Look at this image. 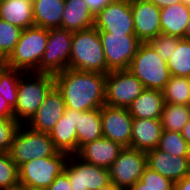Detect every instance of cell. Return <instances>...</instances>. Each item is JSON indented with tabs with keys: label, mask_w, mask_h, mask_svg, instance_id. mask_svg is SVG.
Here are the masks:
<instances>
[{
	"label": "cell",
	"mask_w": 190,
	"mask_h": 190,
	"mask_svg": "<svg viewBox=\"0 0 190 190\" xmlns=\"http://www.w3.org/2000/svg\"><path fill=\"white\" fill-rule=\"evenodd\" d=\"M53 76L66 108L83 112L105 105L107 74L68 68Z\"/></svg>",
	"instance_id": "1"
},
{
	"label": "cell",
	"mask_w": 190,
	"mask_h": 190,
	"mask_svg": "<svg viewBox=\"0 0 190 190\" xmlns=\"http://www.w3.org/2000/svg\"><path fill=\"white\" fill-rule=\"evenodd\" d=\"M54 86L55 81L52 74L24 72L18 83V99L14 108V119L20 124H26Z\"/></svg>",
	"instance_id": "2"
},
{
	"label": "cell",
	"mask_w": 190,
	"mask_h": 190,
	"mask_svg": "<svg viewBox=\"0 0 190 190\" xmlns=\"http://www.w3.org/2000/svg\"><path fill=\"white\" fill-rule=\"evenodd\" d=\"M69 68L107 74V62L95 27L73 32Z\"/></svg>",
	"instance_id": "3"
},
{
	"label": "cell",
	"mask_w": 190,
	"mask_h": 190,
	"mask_svg": "<svg viewBox=\"0 0 190 190\" xmlns=\"http://www.w3.org/2000/svg\"><path fill=\"white\" fill-rule=\"evenodd\" d=\"M49 29L31 26L24 29L13 52L5 60V65L24 72L38 73V66L43 57Z\"/></svg>",
	"instance_id": "4"
},
{
	"label": "cell",
	"mask_w": 190,
	"mask_h": 190,
	"mask_svg": "<svg viewBox=\"0 0 190 190\" xmlns=\"http://www.w3.org/2000/svg\"><path fill=\"white\" fill-rule=\"evenodd\" d=\"M128 71L143 84L145 89L152 90L162 91L171 77L167 62L157 54L150 43L139 44Z\"/></svg>",
	"instance_id": "5"
},
{
	"label": "cell",
	"mask_w": 190,
	"mask_h": 190,
	"mask_svg": "<svg viewBox=\"0 0 190 190\" xmlns=\"http://www.w3.org/2000/svg\"><path fill=\"white\" fill-rule=\"evenodd\" d=\"M48 133L38 132L21 124L9 149L11 159L17 167L33 159L50 157L57 153Z\"/></svg>",
	"instance_id": "6"
},
{
	"label": "cell",
	"mask_w": 190,
	"mask_h": 190,
	"mask_svg": "<svg viewBox=\"0 0 190 190\" xmlns=\"http://www.w3.org/2000/svg\"><path fill=\"white\" fill-rule=\"evenodd\" d=\"M68 157V154L57 152L50 157L25 162L18 167L20 184L46 190L64 171Z\"/></svg>",
	"instance_id": "7"
},
{
	"label": "cell",
	"mask_w": 190,
	"mask_h": 190,
	"mask_svg": "<svg viewBox=\"0 0 190 190\" xmlns=\"http://www.w3.org/2000/svg\"><path fill=\"white\" fill-rule=\"evenodd\" d=\"M146 167V152L124 147L107 171L111 182L122 190H129L140 180Z\"/></svg>",
	"instance_id": "8"
},
{
	"label": "cell",
	"mask_w": 190,
	"mask_h": 190,
	"mask_svg": "<svg viewBox=\"0 0 190 190\" xmlns=\"http://www.w3.org/2000/svg\"><path fill=\"white\" fill-rule=\"evenodd\" d=\"M73 32L49 29L47 45L38 66V73L55 75L69 68Z\"/></svg>",
	"instance_id": "9"
},
{
	"label": "cell",
	"mask_w": 190,
	"mask_h": 190,
	"mask_svg": "<svg viewBox=\"0 0 190 190\" xmlns=\"http://www.w3.org/2000/svg\"><path fill=\"white\" fill-rule=\"evenodd\" d=\"M144 90L143 84L130 71H110L105 80V105L128 108Z\"/></svg>",
	"instance_id": "10"
},
{
	"label": "cell",
	"mask_w": 190,
	"mask_h": 190,
	"mask_svg": "<svg viewBox=\"0 0 190 190\" xmlns=\"http://www.w3.org/2000/svg\"><path fill=\"white\" fill-rule=\"evenodd\" d=\"M107 62V74L110 71L128 70L141 43L136 35L99 33Z\"/></svg>",
	"instance_id": "11"
},
{
	"label": "cell",
	"mask_w": 190,
	"mask_h": 190,
	"mask_svg": "<svg viewBox=\"0 0 190 190\" xmlns=\"http://www.w3.org/2000/svg\"><path fill=\"white\" fill-rule=\"evenodd\" d=\"M99 33L135 35L130 0H113L94 18Z\"/></svg>",
	"instance_id": "12"
},
{
	"label": "cell",
	"mask_w": 190,
	"mask_h": 190,
	"mask_svg": "<svg viewBox=\"0 0 190 190\" xmlns=\"http://www.w3.org/2000/svg\"><path fill=\"white\" fill-rule=\"evenodd\" d=\"M64 172L71 190H97L111 182L106 168L85 162L76 154L69 155Z\"/></svg>",
	"instance_id": "13"
},
{
	"label": "cell",
	"mask_w": 190,
	"mask_h": 190,
	"mask_svg": "<svg viewBox=\"0 0 190 190\" xmlns=\"http://www.w3.org/2000/svg\"><path fill=\"white\" fill-rule=\"evenodd\" d=\"M133 117L127 108L101 107V123L103 137L119 143L122 147H130Z\"/></svg>",
	"instance_id": "14"
},
{
	"label": "cell",
	"mask_w": 190,
	"mask_h": 190,
	"mask_svg": "<svg viewBox=\"0 0 190 190\" xmlns=\"http://www.w3.org/2000/svg\"><path fill=\"white\" fill-rule=\"evenodd\" d=\"M134 33L141 43H149L161 34L160 8L146 0H130Z\"/></svg>",
	"instance_id": "15"
},
{
	"label": "cell",
	"mask_w": 190,
	"mask_h": 190,
	"mask_svg": "<svg viewBox=\"0 0 190 190\" xmlns=\"http://www.w3.org/2000/svg\"><path fill=\"white\" fill-rule=\"evenodd\" d=\"M66 110L61 92L54 86L33 117L25 124L38 132L49 133Z\"/></svg>",
	"instance_id": "16"
},
{
	"label": "cell",
	"mask_w": 190,
	"mask_h": 190,
	"mask_svg": "<svg viewBox=\"0 0 190 190\" xmlns=\"http://www.w3.org/2000/svg\"><path fill=\"white\" fill-rule=\"evenodd\" d=\"M80 111L66 108L62 117L48 135L58 152L75 155L78 152L76 125Z\"/></svg>",
	"instance_id": "17"
},
{
	"label": "cell",
	"mask_w": 190,
	"mask_h": 190,
	"mask_svg": "<svg viewBox=\"0 0 190 190\" xmlns=\"http://www.w3.org/2000/svg\"><path fill=\"white\" fill-rule=\"evenodd\" d=\"M147 154V166L173 182L181 180L189 175V156H176L159 150H149Z\"/></svg>",
	"instance_id": "18"
},
{
	"label": "cell",
	"mask_w": 190,
	"mask_h": 190,
	"mask_svg": "<svg viewBox=\"0 0 190 190\" xmlns=\"http://www.w3.org/2000/svg\"><path fill=\"white\" fill-rule=\"evenodd\" d=\"M123 148L119 143L102 137L83 145L76 155L85 162L108 169Z\"/></svg>",
	"instance_id": "19"
},
{
	"label": "cell",
	"mask_w": 190,
	"mask_h": 190,
	"mask_svg": "<svg viewBox=\"0 0 190 190\" xmlns=\"http://www.w3.org/2000/svg\"><path fill=\"white\" fill-rule=\"evenodd\" d=\"M162 133L160 119L133 118L130 147L147 152L158 147Z\"/></svg>",
	"instance_id": "20"
},
{
	"label": "cell",
	"mask_w": 190,
	"mask_h": 190,
	"mask_svg": "<svg viewBox=\"0 0 190 190\" xmlns=\"http://www.w3.org/2000/svg\"><path fill=\"white\" fill-rule=\"evenodd\" d=\"M190 21V5L182 1L160 9L161 34L184 38Z\"/></svg>",
	"instance_id": "21"
},
{
	"label": "cell",
	"mask_w": 190,
	"mask_h": 190,
	"mask_svg": "<svg viewBox=\"0 0 190 190\" xmlns=\"http://www.w3.org/2000/svg\"><path fill=\"white\" fill-rule=\"evenodd\" d=\"M95 15L84 0H65L61 28L71 32L94 27Z\"/></svg>",
	"instance_id": "22"
},
{
	"label": "cell",
	"mask_w": 190,
	"mask_h": 190,
	"mask_svg": "<svg viewBox=\"0 0 190 190\" xmlns=\"http://www.w3.org/2000/svg\"><path fill=\"white\" fill-rule=\"evenodd\" d=\"M164 104L161 90L145 89L127 109L133 118L160 119Z\"/></svg>",
	"instance_id": "23"
},
{
	"label": "cell",
	"mask_w": 190,
	"mask_h": 190,
	"mask_svg": "<svg viewBox=\"0 0 190 190\" xmlns=\"http://www.w3.org/2000/svg\"><path fill=\"white\" fill-rule=\"evenodd\" d=\"M65 0H32L34 25L46 28H61Z\"/></svg>",
	"instance_id": "24"
},
{
	"label": "cell",
	"mask_w": 190,
	"mask_h": 190,
	"mask_svg": "<svg viewBox=\"0 0 190 190\" xmlns=\"http://www.w3.org/2000/svg\"><path fill=\"white\" fill-rule=\"evenodd\" d=\"M0 19L22 30L34 26L32 0H0Z\"/></svg>",
	"instance_id": "25"
},
{
	"label": "cell",
	"mask_w": 190,
	"mask_h": 190,
	"mask_svg": "<svg viewBox=\"0 0 190 190\" xmlns=\"http://www.w3.org/2000/svg\"><path fill=\"white\" fill-rule=\"evenodd\" d=\"M78 150L85 144L103 137L101 108L80 111L76 125Z\"/></svg>",
	"instance_id": "26"
},
{
	"label": "cell",
	"mask_w": 190,
	"mask_h": 190,
	"mask_svg": "<svg viewBox=\"0 0 190 190\" xmlns=\"http://www.w3.org/2000/svg\"><path fill=\"white\" fill-rule=\"evenodd\" d=\"M162 92L165 103L190 106V77L171 76Z\"/></svg>",
	"instance_id": "27"
},
{
	"label": "cell",
	"mask_w": 190,
	"mask_h": 190,
	"mask_svg": "<svg viewBox=\"0 0 190 190\" xmlns=\"http://www.w3.org/2000/svg\"><path fill=\"white\" fill-rule=\"evenodd\" d=\"M160 120L162 130L181 132L190 120V106L165 103Z\"/></svg>",
	"instance_id": "28"
},
{
	"label": "cell",
	"mask_w": 190,
	"mask_h": 190,
	"mask_svg": "<svg viewBox=\"0 0 190 190\" xmlns=\"http://www.w3.org/2000/svg\"><path fill=\"white\" fill-rule=\"evenodd\" d=\"M24 71L10 68L3 64L0 67V95L14 109L18 99V83Z\"/></svg>",
	"instance_id": "29"
},
{
	"label": "cell",
	"mask_w": 190,
	"mask_h": 190,
	"mask_svg": "<svg viewBox=\"0 0 190 190\" xmlns=\"http://www.w3.org/2000/svg\"><path fill=\"white\" fill-rule=\"evenodd\" d=\"M171 76L190 77V41L181 38L167 61Z\"/></svg>",
	"instance_id": "30"
},
{
	"label": "cell",
	"mask_w": 190,
	"mask_h": 190,
	"mask_svg": "<svg viewBox=\"0 0 190 190\" xmlns=\"http://www.w3.org/2000/svg\"><path fill=\"white\" fill-rule=\"evenodd\" d=\"M159 150L176 156H189L190 145L182 137L181 132L162 130L157 147Z\"/></svg>",
	"instance_id": "31"
},
{
	"label": "cell",
	"mask_w": 190,
	"mask_h": 190,
	"mask_svg": "<svg viewBox=\"0 0 190 190\" xmlns=\"http://www.w3.org/2000/svg\"><path fill=\"white\" fill-rule=\"evenodd\" d=\"M129 190H174V182L147 166L140 180Z\"/></svg>",
	"instance_id": "32"
},
{
	"label": "cell",
	"mask_w": 190,
	"mask_h": 190,
	"mask_svg": "<svg viewBox=\"0 0 190 190\" xmlns=\"http://www.w3.org/2000/svg\"><path fill=\"white\" fill-rule=\"evenodd\" d=\"M19 184L16 163L11 159L9 152L0 153V190L12 189Z\"/></svg>",
	"instance_id": "33"
},
{
	"label": "cell",
	"mask_w": 190,
	"mask_h": 190,
	"mask_svg": "<svg viewBox=\"0 0 190 190\" xmlns=\"http://www.w3.org/2000/svg\"><path fill=\"white\" fill-rule=\"evenodd\" d=\"M22 29L0 19V55L6 60L18 43Z\"/></svg>",
	"instance_id": "34"
},
{
	"label": "cell",
	"mask_w": 190,
	"mask_h": 190,
	"mask_svg": "<svg viewBox=\"0 0 190 190\" xmlns=\"http://www.w3.org/2000/svg\"><path fill=\"white\" fill-rule=\"evenodd\" d=\"M180 39L179 37L160 34L149 43L156 50L157 54L167 62L172 57L173 51L176 50Z\"/></svg>",
	"instance_id": "35"
},
{
	"label": "cell",
	"mask_w": 190,
	"mask_h": 190,
	"mask_svg": "<svg viewBox=\"0 0 190 190\" xmlns=\"http://www.w3.org/2000/svg\"><path fill=\"white\" fill-rule=\"evenodd\" d=\"M20 125L16 119L0 117V153L9 152L11 143Z\"/></svg>",
	"instance_id": "36"
},
{
	"label": "cell",
	"mask_w": 190,
	"mask_h": 190,
	"mask_svg": "<svg viewBox=\"0 0 190 190\" xmlns=\"http://www.w3.org/2000/svg\"><path fill=\"white\" fill-rule=\"evenodd\" d=\"M68 175L63 171L46 190H71Z\"/></svg>",
	"instance_id": "37"
},
{
	"label": "cell",
	"mask_w": 190,
	"mask_h": 190,
	"mask_svg": "<svg viewBox=\"0 0 190 190\" xmlns=\"http://www.w3.org/2000/svg\"><path fill=\"white\" fill-rule=\"evenodd\" d=\"M0 117L14 119V109L0 95Z\"/></svg>",
	"instance_id": "38"
},
{
	"label": "cell",
	"mask_w": 190,
	"mask_h": 190,
	"mask_svg": "<svg viewBox=\"0 0 190 190\" xmlns=\"http://www.w3.org/2000/svg\"><path fill=\"white\" fill-rule=\"evenodd\" d=\"M88 5L90 11L96 15L99 11L102 10L104 6L109 4L113 0H84Z\"/></svg>",
	"instance_id": "39"
},
{
	"label": "cell",
	"mask_w": 190,
	"mask_h": 190,
	"mask_svg": "<svg viewBox=\"0 0 190 190\" xmlns=\"http://www.w3.org/2000/svg\"><path fill=\"white\" fill-rule=\"evenodd\" d=\"M174 190H190V175L183 177L177 182H174Z\"/></svg>",
	"instance_id": "40"
},
{
	"label": "cell",
	"mask_w": 190,
	"mask_h": 190,
	"mask_svg": "<svg viewBox=\"0 0 190 190\" xmlns=\"http://www.w3.org/2000/svg\"><path fill=\"white\" fill-rule=\"evenodd\" d=\"M146 1L152 2L155 6L161 9L163 7H168L170 5L178 3L181 0H146Z\"/></svg>",
	"instance_id": "41"
},
{
	"label": "cell",
	"mask_w": 190,
	"mask_h": 190,
	"mask_svg": "<svg viewBox=\"0 0 190 190\" xmlns=\"http://www.w3.org/2000/svg\"><path fill=\"white\" fill-rule=\"evenodd\" d=\"M181 135L186 140V142L190 145V120L183 126Z\"/></svg>",
	"instance_id": "42"
},
{
	"label": "cell",
	"mask_w": 190,
	"mask_h": 190,
	"mask_svg": "<svg viewBox=\"0 0 190 190\" xmlns=\"http://www.w3.org/2000/svg\"><path fill=\"white\" fill-rule=\"evenodd\" d=\"M97 190H122V189L118 188L113 182H110L107 185L100 187Z\"/></svg>",
	"instance_id": "43"
},
{
	"label": "cell",
	"mask_w": 190,
	"mask_h": 190,
	"mask_svg": "<svg viewBox=\"0 0 190 190\" xmlns=\"http://www.w3.org/2000/svg\"><path fill=\"white\" fill-rule=\"evenodd\" d=\"M183 39L190 41V21L186 26V31L184 33V38Z\"/></svg>",
	"instance_id": "44"
},
{
	"label": "cell",
	"mask_w": 190,
	"mask_h": 190,
	"mask_svg": "<svg viewBox=\"0 0 190 190\" xmlns=\"http://www.w3.org/2000/svg\"><path fill=\"white\" fill-rule=\"evenodd\" d=\"M21 190H43V189L27 187V186L21 184Z\"/></svg>",
	"instance_id": "45"
},
{
	"label": "cell",
	"mask_w": 190,
	"mask_h": 190,
	"mask_svg": "<svg viewBox=\"0 0 190 190\" xmlns=\"http://www.w3.org/2000/svg\"><path fill=\"white\" fill-rule=\"evenodd\" d=\"M7 190H21V184H19L17 187L12 188V189H7Z\"/></svg>",
	"instance_id": "46"
},
{
	"label": "cell",
	"mask_w": 190,
	"mask_h": 190,
	"mask_svg": "<svg viewBox=\"0 0 190 190\" xmlns=\"http://www.w3.org/2000/svg\"><path fill=\"white\" fill-rule=\"evenodd\" d=\"M0 63L3 65L5 63V59L0 55Z\"/></svg>",
	"instance_id": "47"
},
{
	"label": "cell",
	"mask_w": 190,
	"mask_h": 190,
	"mask_svg": "<svg viewBox=\"0 0 190 190\" xmlns=\"http://www.w3.org/2000/svg\"><path fill=\"white\" fill-rule=\"evenodd\" d=\"M184 4L190 5V0H181Z\"/></svg>",
	"instance_id": "48"
},
{
	"label": "cell",
	"mask_w": 190,
	"mask_h": 190,
	"mask_svg": "<svg viewBox=\"0 0 190 190\" xmlns=\"http://www.w3.org/2000/svg\"><path fill=\"white\" fill-rule=\"evenodd\" d=\"M189 175H190V154H189Z\"/></svg>",
	"instance_id": "49"
}]
</instances>
